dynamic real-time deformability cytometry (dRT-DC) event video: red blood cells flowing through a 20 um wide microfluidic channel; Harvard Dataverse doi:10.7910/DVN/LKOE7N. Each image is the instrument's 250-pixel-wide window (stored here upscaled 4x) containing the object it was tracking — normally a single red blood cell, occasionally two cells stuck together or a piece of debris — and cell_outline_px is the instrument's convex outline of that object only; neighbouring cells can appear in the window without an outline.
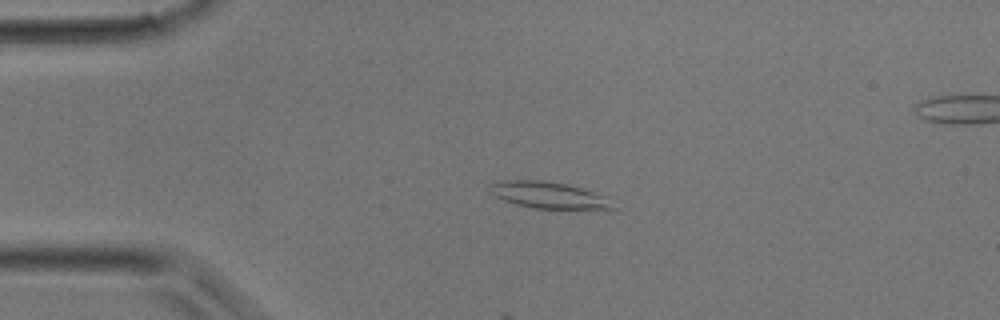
{"species": "common noctule bat (a hibernating species)", "species_latin": "Nyctalus noctula", "temperature_condition": "room temperature", "stored_images_in_passage": 15, "camera_frame_rate_fps": 3000, "um_per_image_px": 0.085, "animal": {"sex": "male", "body_mass_g": 17.9}, "frame": {"image": 1, "passage_image": 7, "time_ms": 2.0, "image_size_px": [1000, 320], "cell_outline_px": [[616, 208], [536, 208], [516, 204], [504, 200], [496, 196], [492, 192], [488, 184], [504, 180], [544, 180], [568, 184], [604, 196]], "centroid_in_image_um": [46.56, 16.56], "position_along_channel_um": 38.4, "area_um2": 18.44}}